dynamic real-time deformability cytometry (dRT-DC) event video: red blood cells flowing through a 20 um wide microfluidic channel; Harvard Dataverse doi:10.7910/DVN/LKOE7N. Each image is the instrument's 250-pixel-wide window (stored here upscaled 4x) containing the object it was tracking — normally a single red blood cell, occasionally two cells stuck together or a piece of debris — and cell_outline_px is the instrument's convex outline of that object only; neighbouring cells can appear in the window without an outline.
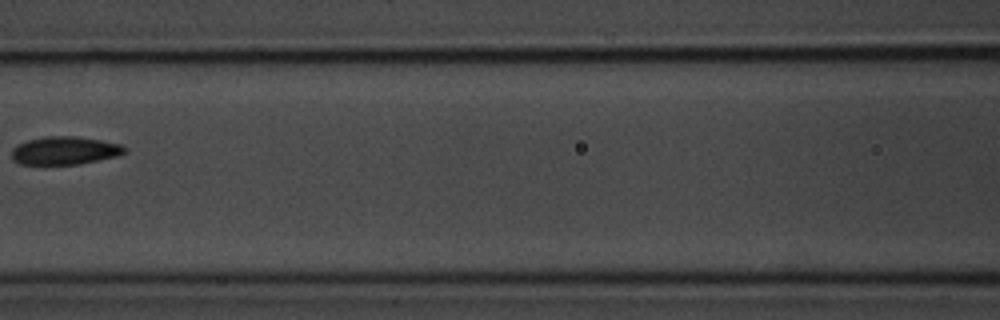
{"species": "common noctule bat (a hibernating species)", "species_latin": "Nyctalus noctula", "temperature_condition": "room temperature", "stored_images_in_passage": 8, "camera_frame_rate_fps": 3000, "um_per_image_px": 0.085, "animal": {"sex": "male", "body_mass_g": 20.1, "forearm_length_mm": 53.5}, "frame": {"image": 1, "passage_image": 8, "time_ms": 8.0, "image_size_px": [1000, 320], "cell_outline_px": [[128, 148], [124, 152], [116, 156], [80, 164], [20, 164], [12, 160], [12, 148], [16, 144], [28, 140], [44, 136], [76, 136], [100, 140], [120, 144]], "centroid_in_image_um": [5.47, 12.79], "position_along_channel_um": 161.1, "area_um2": 18.5}}